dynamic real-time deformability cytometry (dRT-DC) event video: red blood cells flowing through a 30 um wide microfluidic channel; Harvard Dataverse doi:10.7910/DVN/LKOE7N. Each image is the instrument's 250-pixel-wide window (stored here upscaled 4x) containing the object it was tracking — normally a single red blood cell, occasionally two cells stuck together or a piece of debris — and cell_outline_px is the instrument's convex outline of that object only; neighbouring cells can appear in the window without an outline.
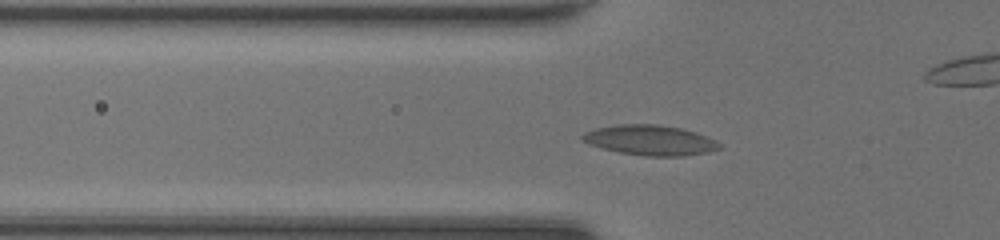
{"species": "common noctule bat (a hibernating species)", "species_latin": "Nyctalus noctula", "temperature_condition": "room temperature", "stored_images_in_passage": 43, "camera_frame_rate_fps": 3000, "um_per_image_px": 0.085, "animal": {"sex": "female", "body_mass_g": 20.0, "forearm_length_mm": 54.0}, "frame": {"image": 1, "passage_image": 12, "time_ms": 3.667, "image_size_px": [1000, 240], "cell_outline_px": [[724, 144], [720, 148], [708, 152], [684, 156], [644, 156], [620, 152], [600, 148], [588, 144], [580, 140], [580, 136], [584, 132], [596, 128], [616, 124], [660, 124], [680, 128], [696, 132], [716, 140]], "centroid_in_image_um": [55.25, 11.91], "position_along_channel_um": 70.6, "area_um2": 24.39}}
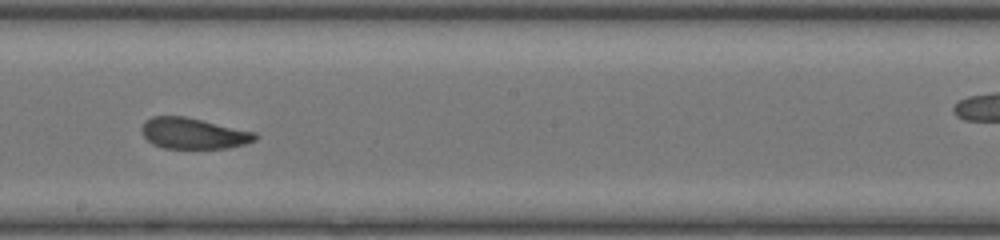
{"frame": {"image": 2, "passage_image": 23, "time_ms": 7.333, "image_size_px": [1000, 240], "cell_outline_px": [[260, 136], [256, 140], [244, 144], [228, 148], [164, 148], [152, 144], [144, 136], [140, 128], [144, 120], [152, 116], [184, 116], [256, 132]], "centroid_in_image_um": [16.43, 11.33], "position_along_channel_um": 231.8, "area_um2": 20.58}}
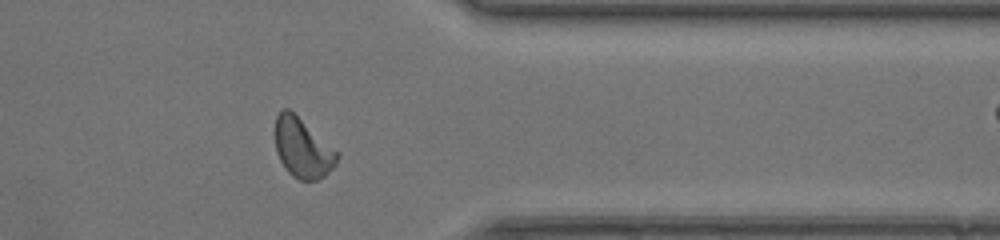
{"frame": {"image": 3, "passage_image": 34, "time_ms": 11.0, "image_size_px": [1000, 240], "cell_outline_px": [[340, 152], [336, 164], [324, 176], [316, 180], [300, 180], [292, 176], [284, 168], [276, 152], [276, 116], [284, 108], [288, 108]], "centroid_in_image_um": [25.74, 12.6], "position_along_channel_um": 385.7, "area_um2": 21.44}}